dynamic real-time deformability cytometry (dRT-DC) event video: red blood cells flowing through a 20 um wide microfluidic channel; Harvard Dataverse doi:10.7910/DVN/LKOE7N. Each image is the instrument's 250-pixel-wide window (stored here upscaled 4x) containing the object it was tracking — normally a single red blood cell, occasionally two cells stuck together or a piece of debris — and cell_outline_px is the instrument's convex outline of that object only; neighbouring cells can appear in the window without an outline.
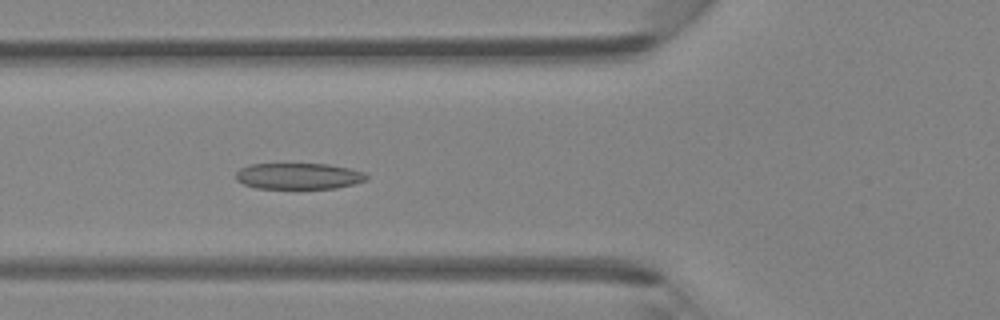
{"species": "Egyptian fruit bat (a non-hibernating species)", "species_latin": "Rousettus aegyptiacus", "temperature_condition": "room temperature", "stored_images_in_passage": 31, "camera_frame_rate_fps": 3000, "um_per_image_px": 0.085, "animal": {"sex": "female"}, "frame": {"image": 1, "passage_image": 3, "time_ms": 0.667, "image_size_px": [1000, 320], "cell_outline_px": [[368, 176], [364, 180], [352, 184], [336, 188], [256, 188], [244, 184], [236, 180], [236, 172], [240, 168], [248, 164], [328, 164], [348, 168], [364, 172]], "centroid_in_image_um": [25.34, 14.96], "position_along_channel_um": 100.5, "area_um2": 19.77}}
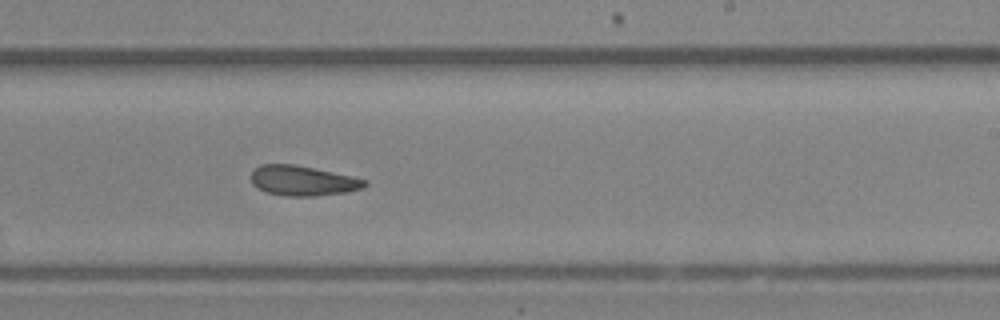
{"frame": {"image": 2, "passage_image": 14, "time_ms": 4.333, "image_size_px": [1000, 320], "cell_outline_px": [[368, 184], [364, 188], [344, 192], [312, 196], [288, 196], [264, 192], [256, 188], [252, 184], [252, 172], [260, 164], [292, 164], [352, 176], [368, 180]], "centroid_in_image_um": [25.73, 15.36], "position_along_channel_um": 263.3, "area_um2": 19.77}}
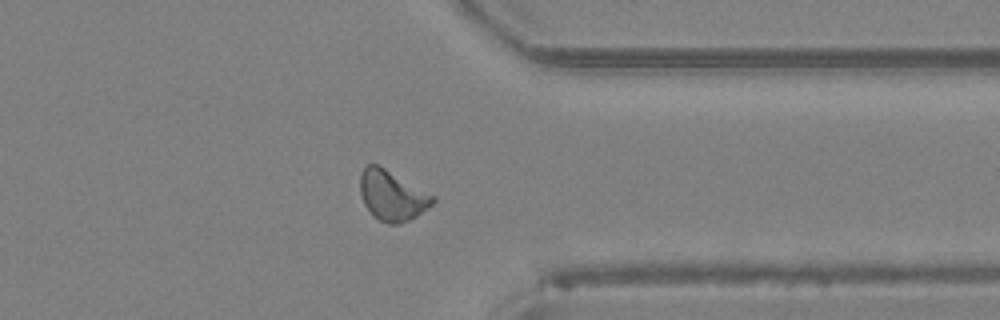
{"frame": {"image": 3, "passage_image": 22, "time_ms": 7.0, "image_size_px": [1000, 320], "cell_outline_px": [[436, 200], [432, 204], [416, 216], [400, 224], [388, 224], [372, 216], [364, 204], [360, 192], [360, 172], [368, 164], [376, 164], [384, 168], [436, 196]], "centroid_in_image_um": [33.31, 16.63], "position_along_channel_um": 378.1, "area_um2": 21.1}}